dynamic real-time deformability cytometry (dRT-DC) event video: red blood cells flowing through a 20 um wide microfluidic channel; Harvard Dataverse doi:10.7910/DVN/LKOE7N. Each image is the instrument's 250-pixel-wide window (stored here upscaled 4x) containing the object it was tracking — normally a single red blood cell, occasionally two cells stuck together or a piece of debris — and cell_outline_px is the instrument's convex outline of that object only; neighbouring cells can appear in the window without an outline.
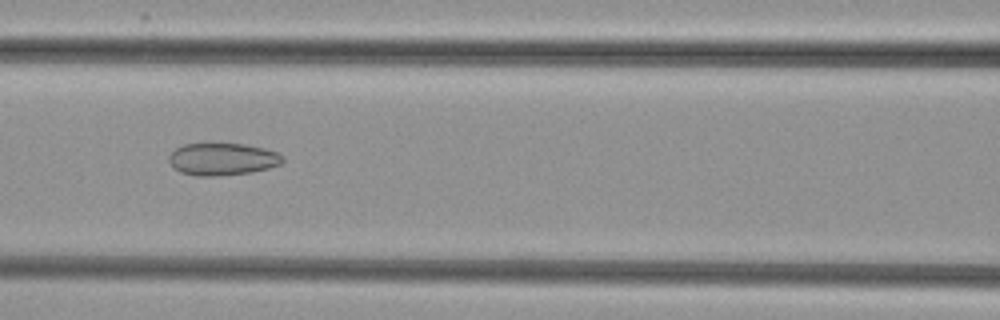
{"species": "common noctule bat (a hibernating species)", "species_latin": "Nyctalus noctula", "temperature_condition": "cold", "stored_images_in_passage": 41, "camera_frame_rate_fps": 3000, "um_per_image_px": 0.085, "animal": {"sex": "female", "body_mass_g": 29.2, "forearm_length_mm": 56.3}, "frame": {"image": 1, "passage_image": 12, "time_ms": 3.667, "image_size_px": [1000, 320], "cell_outline_px": [[284, 160], [280, 164], [268, 168], [252, 172], [216, 176], [196, 176], [180, 172], [172, 168], [168, 160], [168, 156], [176, 148], [184, 144], [244, 144], [264, 148], [276, 152], [284, 156]], "centroid_in_image_um": [18.88, 13.53], "position_along_channel_um": 147.7, "area_um2": 21.44}}
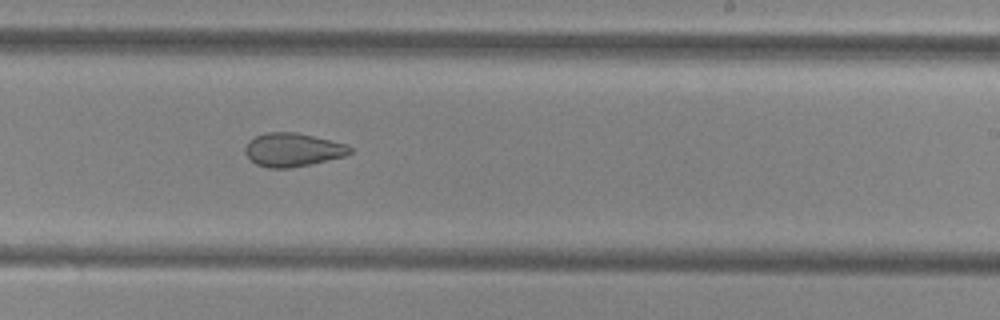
{"frame": {"image": 2, "passage_image": 21, "time_ms": 6.667, "image_size_px": [1000, 320], "cell_outline_px": [[352, 152], [344, 156], [312, 164], [292, 168], [268, 168], [256, 164], [244, 152], [244, 148], [248, 140], [264, 132], [296, 132], [348, 144], [352, 148]], "centroid_in_image_um": [24.88, 12.73], "position_along_channel_um": 264.1, "area_um2": 20.63}}
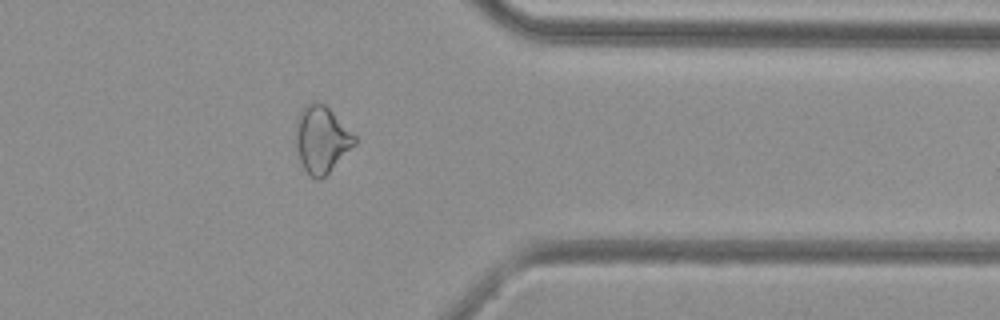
{"frame": {"image": 3, "passage_image": 31, "time_ms": 10.0, "image_size_px": [1000, 320], "cell_outline_px": [[356, 144], [320, 180], [316, 180], [308, 176], [300, 160], [296, 144], [296, 120], [300, 112], [312, 100], [316, 100], [324, 104], [356, 136]], "centroid_in_image_um": [27.32, 11.85], "position_along_channel_um": 384.1, "area_um2": 22.66}}